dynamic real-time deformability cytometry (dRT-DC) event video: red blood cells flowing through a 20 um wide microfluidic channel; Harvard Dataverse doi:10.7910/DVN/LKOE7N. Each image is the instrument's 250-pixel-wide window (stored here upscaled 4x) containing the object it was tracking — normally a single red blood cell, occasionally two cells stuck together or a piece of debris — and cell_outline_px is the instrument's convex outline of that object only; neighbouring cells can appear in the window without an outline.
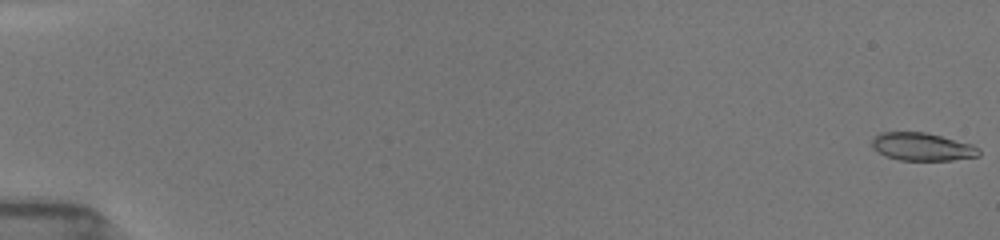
{"species": "common noctule bat (a hibernating species)", "species_latin": "Nyctalus noctula", "temperature_condition": "room temperature", "stored_images_in_passage": 19, "camera_frame_rate_fps": 3000, "um_per_image_px": 0.085, "animal": {"sex": "female", "body_mass_g": 19.5, "forearm_length_mm": 54.1}, "frame": {"image": 1, "passage_image": 1, "time_ms": 0.0, "image_size_px": [1000, 240], "cell_outline_px": [[980, 156], [952, 160], [900, 160], [884, 156], [872, 148], [872, 136], [880, 132], [924, 132], [972, 144], [980, 148]], "centroid_in_image_um": [78.36, 12.47], "position_along_channel_um": 6.6, "area_um2": 17.51}}
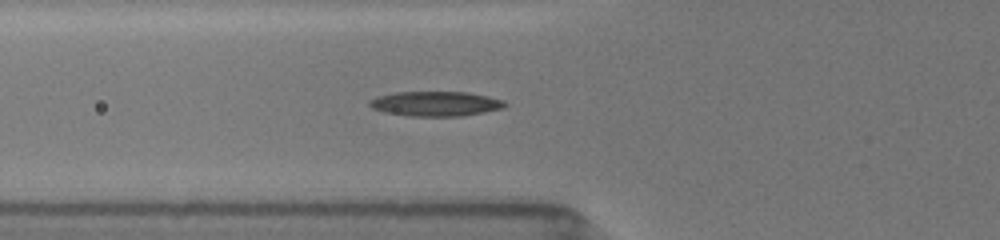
{"frame": {"image": 2, "passage_image": 15, "time_ms": 6.667, "image_size_px": [1000, 240], "cell_outline_px": [[508, 104], [504, 108], [484, 112], [460, 116], [408, 116], [384, 112], [372, 108], [368, 104], [368, 100], [376, 96], [396, 92], [468, 92], [488, 96], [504, 100]], "centroid_in_image_um": [37.02, 8.81], "position_along_channel_um": 88.8, "area_um2": 19.71}}
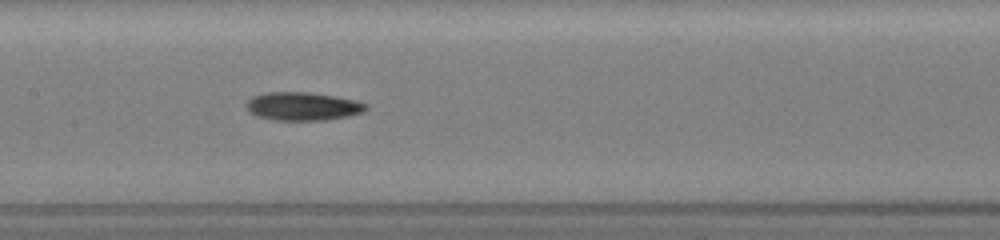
{"frame": {"image": 3, "passage_image": 19, "time_ms": 9.0, "image_size_px": [1000, 240], "cell_outline_px": [[368, 108], [364, 112], [348, 116], [324, 120], [276, 120], [256, 116], [248, 112], [244, 104], [252, 96], [268, 92], [312, 92], [336, 96], [356, 100], [368, 104]], "centroid_in_image_um": [25.73, 9.03], "position_along_channel_um": 181.7, "area_um2": 20.0}}